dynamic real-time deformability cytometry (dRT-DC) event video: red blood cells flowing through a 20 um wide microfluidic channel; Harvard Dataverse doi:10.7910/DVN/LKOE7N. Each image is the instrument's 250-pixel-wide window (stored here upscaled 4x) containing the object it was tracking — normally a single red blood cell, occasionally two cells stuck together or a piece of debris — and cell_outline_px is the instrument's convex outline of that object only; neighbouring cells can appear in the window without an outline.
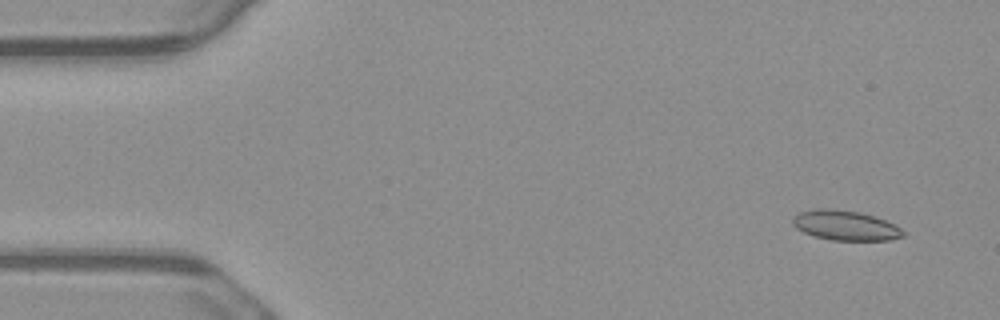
{"species": "common noctule bat (a hibernating species)", "species_latin": "Nyctalus noctula", "temperature_condition": "warm", "stored_images_in_passage": 5, "camera_frame_rate_fps": 3000, "um_per_image_px": 0.085, "animal": {"sex": "male", "body_mass_g": 23.1, "forearm_length_mm": 52.7}, "frame": {"image": 1, "passage_image": 1, "time_ms": 0.0, "image_size_px": [1000, 320], "cell_outline_px": [[908, 232], [904, 236], [888, 240], [832, 240], [816, 236], [804, 232], [796, 228], [792, 224], [792, 220], [800, 212], [816, 208], [828, 208], [860, 212], [876, 216], [896, 224]], "centroid_in_image_um": [71.93, 19.15], "position_along_channel_um": 13.1, "area_um2": 19.36}}
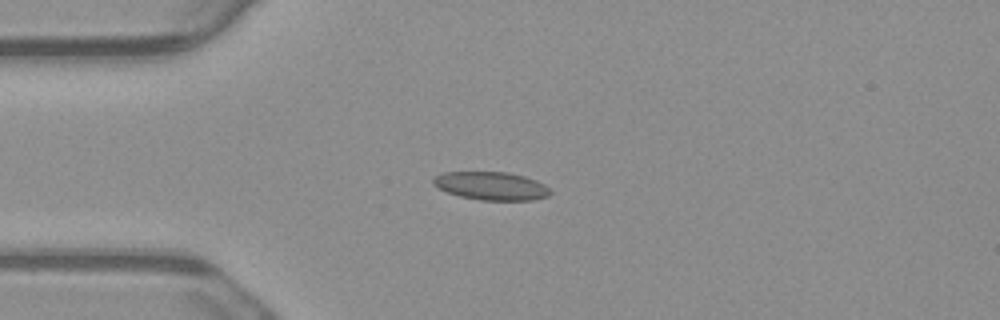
{"frame": {"image": 2, "passage_image": 3, "time_ms": 0.667, "image_size_px": [1000, 320], "cell_outline_px": [[552, 192], [548, 196], [532, 200], [480, 200], [460, 196], [448, 192], [432, 184], [432, 180], [436, 176], [444, 172], [508, 172], [524, 176], [536, 180], [544, 184]], "centroid_in_image_um": [41.77, 15.8], "position_along_channel_um": 43.2, "area_um2": 19.13}}
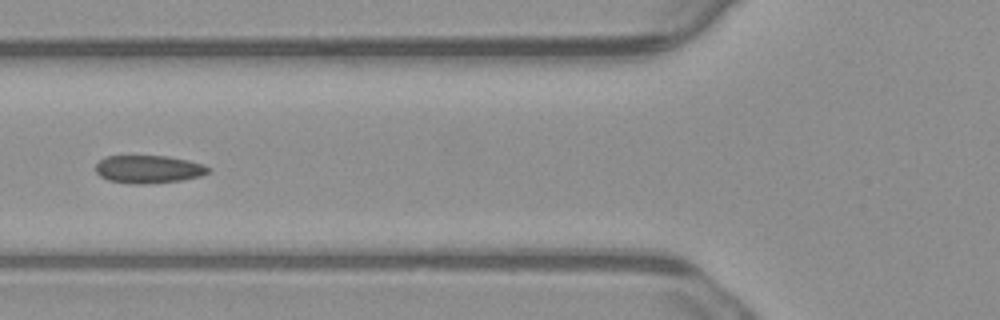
{"frame": {"image": 3, "passage_image": 5, "time_ms": 1.333, "image_size_px": [1000, 320], "cell_outline_px": [[212, 168], [208, 172], [200, 176], [180, 180], [144, 184], [132, 184], [108, 180], [100, 176], [96, 172], [96, 164], [100, 160], [108, 156], [168, 156], [188, 160], [204, 164]], "centroid_in_image_um": [12.64, 14.38], "position_along_channel_um": 113.2, "area_um2": 18.26}}